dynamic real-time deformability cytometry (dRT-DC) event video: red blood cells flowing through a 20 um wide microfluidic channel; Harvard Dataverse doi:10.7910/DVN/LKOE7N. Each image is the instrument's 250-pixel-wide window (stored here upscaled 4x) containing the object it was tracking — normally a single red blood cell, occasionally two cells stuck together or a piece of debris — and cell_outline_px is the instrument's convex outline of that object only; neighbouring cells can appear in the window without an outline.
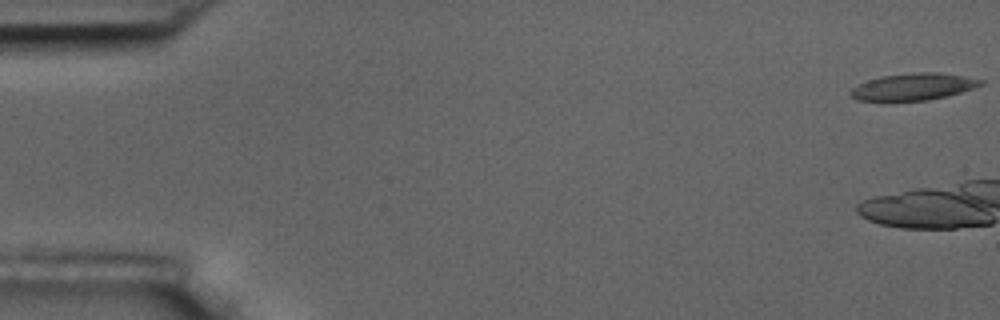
{"species": "common noctule bat (a hibernating species)", "species_latin": "Nyctalus noctula", "temperature_condition": "room temperature", "stored_images_in_passage": 7, "camera_frame_rate_fps": 3000, "um_per_image_px": 0.085, "animal": {"sex": "male", "body_mass_g": 17.5, "forearm_length_mm": 52.3}, "frame": {"image": 1, "passage_image": 1, "time_ms": 0.0, "image_size_px": [1000, 320], "cell_outline_px": [[984, 84], [948, 96], [928, 100], [856, 100], [848, 92], [856, 84], [880, 76], [912, 72], [936, 72], [964, 76], [984, 80]], "centroid_in_image_um": [77.62, 7.36], "position_along_channel_um": 7.4, "area_um2": 20.35}}